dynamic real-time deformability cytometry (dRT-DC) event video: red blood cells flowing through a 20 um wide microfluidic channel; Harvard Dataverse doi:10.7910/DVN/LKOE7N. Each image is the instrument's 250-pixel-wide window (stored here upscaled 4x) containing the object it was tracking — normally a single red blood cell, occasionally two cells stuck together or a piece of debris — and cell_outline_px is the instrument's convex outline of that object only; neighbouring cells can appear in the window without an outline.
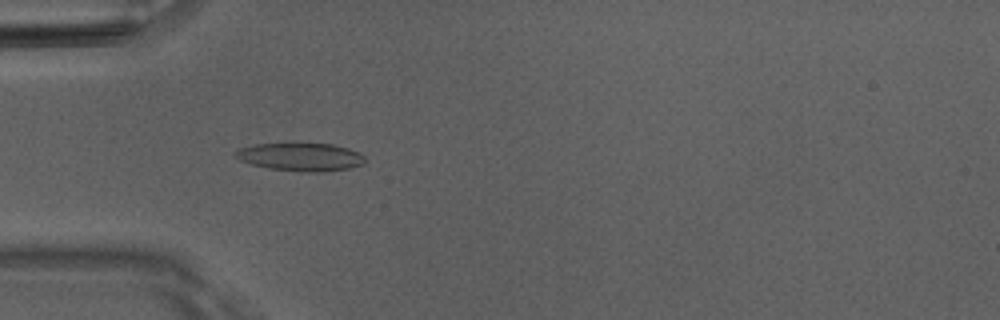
{"species": "Egyptian fruit bat (a non-hibernating species)", "species_latin": "Rousettus aegyptiacus", "temperature_condition": "room temperature", "stored_images_in_passage": 51, "camera_frame_rate_fps": 3000, "um_per_image_px": 0.085, "animal": {"sex": "male"}, "frame": {"image": 1, "passage_image": 16, "time_ms": 5.0, "image_size_px": [1000, 320], "cell_outline_px": [[364, 164], [348, 168], [324, 172], [304, 172], [268, 168], [252, 164], [240, 160], [232, 156], [232, 152], [240, 148], [256, 144], [332, 144], [348, 148], [360, 152], [364, 156]], "centroid_in_image_um": [25.54, 13.34], "position_along_channel_um": 59.5, "area_um2": 21.15}}
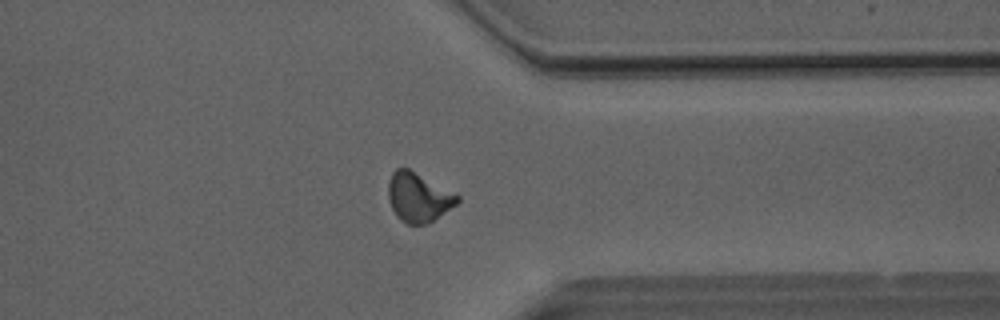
{"frame": {"image": 2, "passage_image": 40, "time_ms": 13.0, "image_size_px": [1000, 320], "cell_outline_px": [[460, 200], [456, 204], [428, 224], [408, 224], [400, 220], [396, 216], [388, 200], [388, 180], [392, 172], [396, 168], [408, 168], [460, 196]], "centroid_in_image_um": [35.53, 16.77], "position_along_channel_um": 375.9, "area_um2": 19.71}}
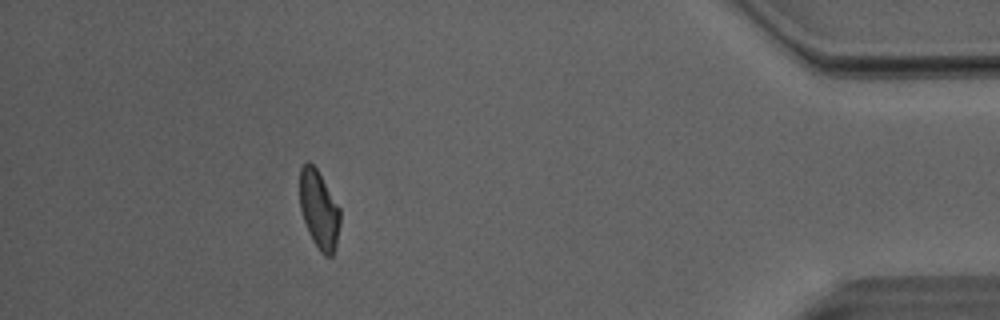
{"frame": {"image": 3, "passage_image": 46, "time_ms": 15.0, "image_size_px": [1000, 320], "cell_outline_px": [[340, 224], [336, 244], [332, 256], [324, 256], [320, 252], [312, 240], [308, 232], [300, 208], [300, 168], [308, 160], [316, 168], [340, 208]], "centroid_in_image_um": [27.11, 17.84], "position_along_channel_um": 408.1, "area_um2": 18.32}, "authors_computed_cell_mechanics": {"area_um2": 19.652, "velocity_mm_per_s": 4.0513, "shape_relaxation_time_tau1_ms": 6.6295, "shape_relaxation_time_tau2_ms": 2.7583, "deformation_change_tau1": 0.1854, "deformation_change_tau2": 0.0986}}